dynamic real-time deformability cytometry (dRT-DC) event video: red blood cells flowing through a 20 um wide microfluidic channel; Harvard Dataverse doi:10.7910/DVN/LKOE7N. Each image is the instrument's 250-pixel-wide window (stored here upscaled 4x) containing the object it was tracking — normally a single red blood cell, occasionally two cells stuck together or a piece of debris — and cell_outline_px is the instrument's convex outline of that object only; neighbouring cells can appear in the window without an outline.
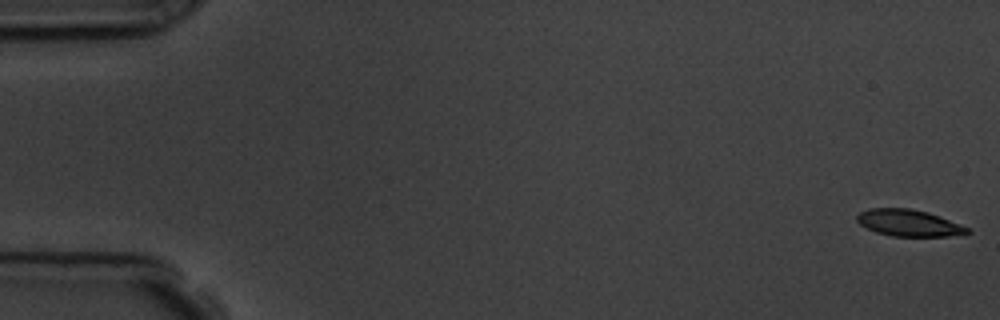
{"species": "common noctule bat (a hibernating species)", "species_latin": "Nyctalus noctula", "temperature_condition": "room temperature", "stored_images_in_passage": 57, "camera_frame_rate_fps": 3000, "um_per_image_px": 0.085, "animal": {"sex": "male", "body_mass_g": 19.5, "forearm_length_mm": 54.6}, "frame": {"image": 1, "passage_image": 1, "time_ms": 0.0, "image_size_px": [1000, 320], "cell_outline_px": [[972, 232], [948, 236], [892, 236], [876, 232], [860, 224], [856, 220], [856, 216], [860, 212], [868, 208], [908, 208], [928, 212], [940, 216], [968, 228]], "centroid_in_image_um": [77.21, 18.94], "position_along_channel_um": 7.8, "area_um2": 16.99}}
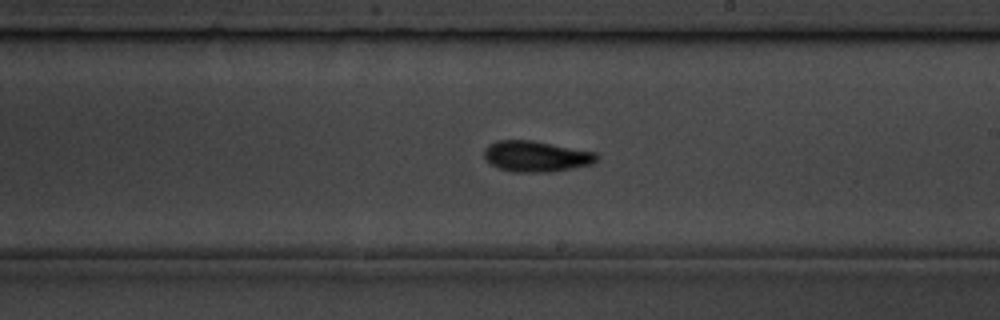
{"frame": {"image": 2, "passage_image": 33, "time_ms": 10.667, "image_size_px": [1000, 320], "cell_outline_px": [[600, 156], [592, 164], [552, 172], [512, 172], [500, 168], [492, 164], [484, 156], [484, 148], [488, 144], [496, 140], [532, 140], [596, 152]], "centroid_in_image_um": [45.58, 13.28], "position_along_channel_um": 243.4, "area_um2": 20.29}}
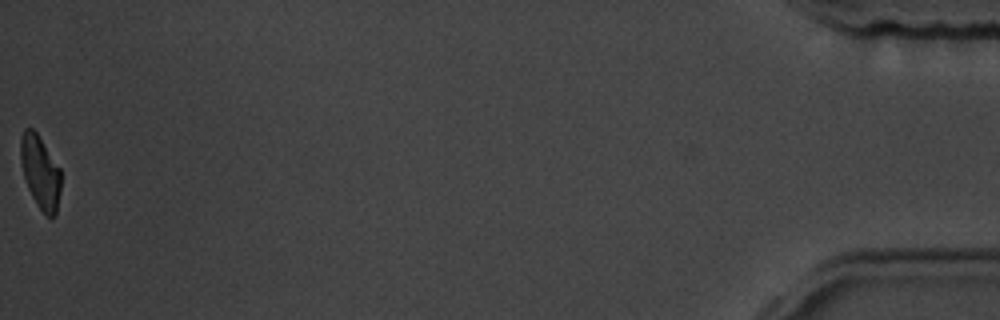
{"frame": {"image": 3, "passage_image": 57, "time_ms": 18.667, "image_size_px": [1000, 320], "cell_outline_px": [[60, 192], [56, 212], [52, 216], [48, 216], [36, 204], [28, 188], [24, 176], [20, 160], [20, 136], [24, 128], [32, 128], [36, 132], [60, 168]], "centroid_in_image_um": [3.4, 14.59], "position_along_channel_um": 431.8, "area_um2": 16.94}, "authors_computed_cell_mechanics": {"area_um2": 19.0162, "velocity_mm_per_s": 3.6083, "shape_relaxation_time_tau1_ms": 3.51, "shape_relaxation_time_tau2_ms": 2.8254, "deformation_change_tau1": 0.139, "deformation_change_tau2": 0.0971}}